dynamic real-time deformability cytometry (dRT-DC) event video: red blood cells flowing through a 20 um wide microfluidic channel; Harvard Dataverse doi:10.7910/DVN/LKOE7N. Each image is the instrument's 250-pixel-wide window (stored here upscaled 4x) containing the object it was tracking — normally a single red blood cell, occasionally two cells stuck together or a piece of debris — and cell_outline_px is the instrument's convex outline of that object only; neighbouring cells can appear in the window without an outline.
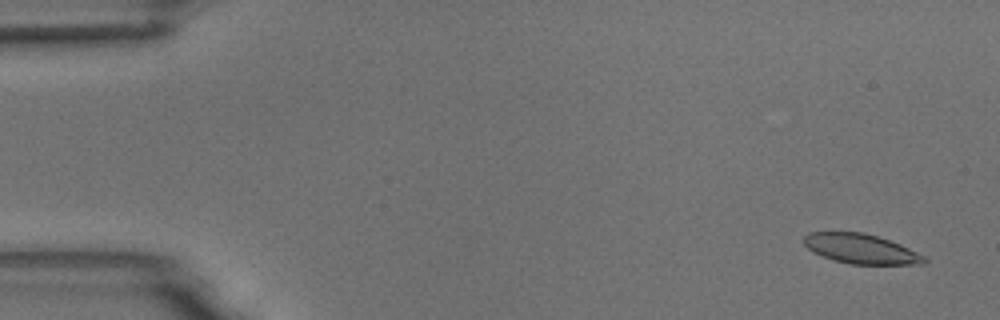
{"species": "common noctule bat (a hibernating species)", "species_latin": "Nyctalus noctula", "temperature_condition": "room temperature", "stored_images_in_passage": 56, "camera_frame_rate_fps": 3000, "um_per_image_px": 0.085, "animal": {"sex": "male", "body_mass_g": 18.8}, "frame": {"image": 1, "passage_image": 3, "time_ms": 0.667, "image_size_px": [1000, 320], "cell_outline_px": [[928, 260], [924, 264], [848, 264], [812, 252], [804, 244], [804, 236], [808, 232], [864, 232], [900, 244], [924, 256]], "centroid_in_image_um": [73.17, 21.15], "position_along_channel_um": 11.8, "area_um2": 20.63}}
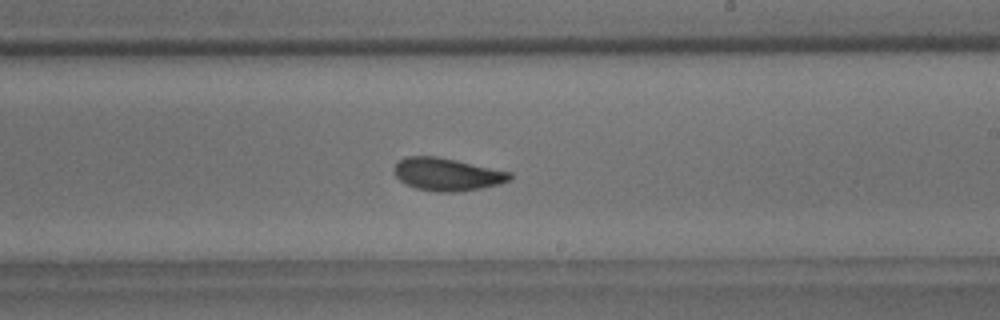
{"frame": {"image": 2, "passage_image": 33, "time_ms": 10.667, "image_size_px": [1000, 320], "cell_outline_px": [[512, 180], [500, 184], [460, 192], [436, 192], [416, 188], [400, 180], [396, 176], [392, 168], [404, 156], [436, 156], [456, 160], [512, 172]], "centroid_in_image_um": [38.02, 14.82], "position_along_channel_um": 251.0, "area_um2": 22.14}}
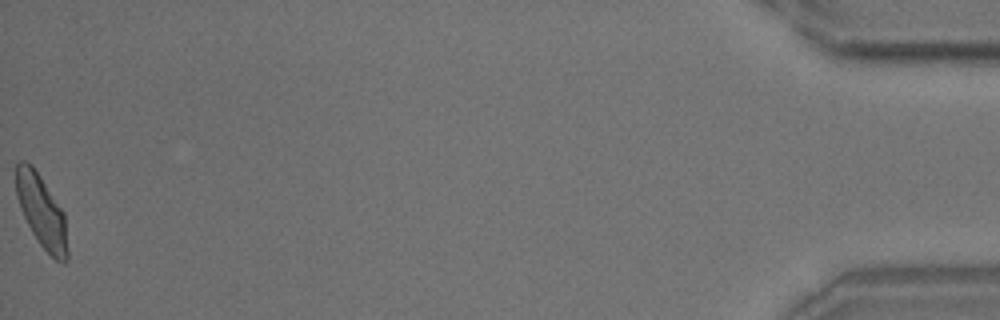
{"frame": {"image": 3, "passage_image": 56, "time_ms": 18.333, "image_size_px": [1000, 320], "cell_outline_px": [[68, 260], [64, 264], [56, 260], [40, 244], [32, 232], [20, 208], [16, 196], [16, 164], [20, 160], [24, 160], [32, 164], [64, 212], [68, 252]], "centroid_in_image_um": [3.53, 17.96], "position_along_channel_um": 431.7, "area_um2": 21.68}, "authors_computed_cell_mechanics": {"area_um2": 21.9062, "velocity_mm_per_s": 3.6402, "shape_relaxation_time_tau1_ms": 4.0525, "shape_relaxation_time_tau2_ms": 1.7637, "deformation_change_tau1": 0.1233, "deformation_change_tau2": 0.0688}}